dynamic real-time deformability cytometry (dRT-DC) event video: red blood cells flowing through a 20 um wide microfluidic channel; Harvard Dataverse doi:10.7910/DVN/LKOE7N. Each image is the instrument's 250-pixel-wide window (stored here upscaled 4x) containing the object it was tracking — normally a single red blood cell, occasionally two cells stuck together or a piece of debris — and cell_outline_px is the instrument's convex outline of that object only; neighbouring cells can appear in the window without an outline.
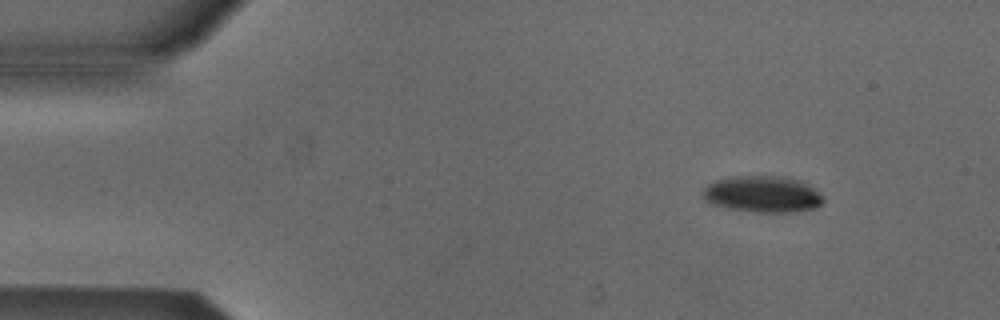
{"species": "Egyptian fruit bat (a non-hibernating species)", "species_latin": "Rousettus aegyptiacus", "temperature_condition": "cold", "stored_images_in_passage": 5, "camera_frame_rate_fps": 3000, "um_per_image_px": 0.085, "animal": {"sex": "male"}, "frame": {"image": 1, "passage_image": 1, "time_ms": 0.0, "image_size_px": [1000, 320], "cell_outline_px": [[824, 200], [820, 204], [812, 208], [780, 212], [760, 212], [732, 208], [712, 204], [704, 196], [704, 188], [708, 184], [716, 180], [728, 176], [784, 176], [800, 180], [812, 188]], "centroid_in_image_um": [64.78, 16.47], "position_along_channel_um": 20.2, "area_um2": 24.85}}
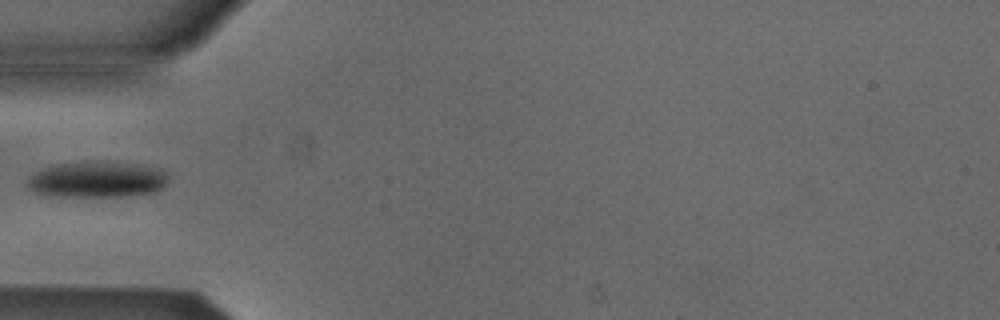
{"frame": {"image": 2, "passage_image": 4, "time_ms": 3.667, "image_size_px": [1000, 320], "cell_outline_px": [[168, 176], [164, 184], [156, 192], [124, 196], [48, 196], [36, 192], [28, 188], [28, 176], [40, 168], [52, 164], [136, 164], [160, 168]], "centroid_in_image_um": [8.2, 15.29], "position_along_channel_um": 76.8, "area_um2": 28.78}}